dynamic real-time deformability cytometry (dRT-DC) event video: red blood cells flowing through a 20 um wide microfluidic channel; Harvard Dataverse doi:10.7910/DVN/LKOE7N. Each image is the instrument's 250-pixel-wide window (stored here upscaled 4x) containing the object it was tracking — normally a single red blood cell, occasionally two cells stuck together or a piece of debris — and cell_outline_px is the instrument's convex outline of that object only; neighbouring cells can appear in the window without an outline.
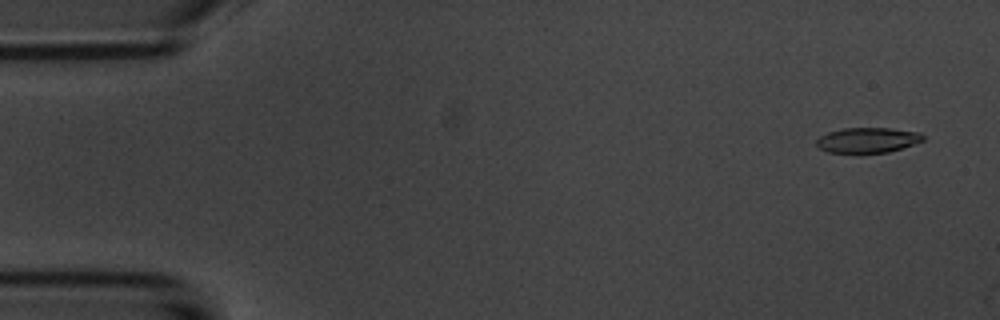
{"species": "common noctule bat (a hibernating species)", "species_latin": "Nyctalus noctula", "temperature_condition": "room temperature", "stored_images_in_passage": 3, "camera_frame_rate_fps": 3000, "um_per_image_px": 0.085, "animal": {"sex": "male", "body_mass_g": 20.1, "forearm_length_mm": 53.5}, "frame": {"image": 1, "passage_image": 1, "time_ms": 0.0, "image_size_px": [1000, 320], "cell_outline_px": [[924, 140], [888, 152], [828, 152], [820, 148], [816, 144], [816, 140], [820, 136], [828, 132], [844, 128], [892, 128], [920, 132], [924, 136]], "centroid_in_image_um": [73.75, 11.89], "position_along_channel_um": 11.3, "area_um2": 15.43}}